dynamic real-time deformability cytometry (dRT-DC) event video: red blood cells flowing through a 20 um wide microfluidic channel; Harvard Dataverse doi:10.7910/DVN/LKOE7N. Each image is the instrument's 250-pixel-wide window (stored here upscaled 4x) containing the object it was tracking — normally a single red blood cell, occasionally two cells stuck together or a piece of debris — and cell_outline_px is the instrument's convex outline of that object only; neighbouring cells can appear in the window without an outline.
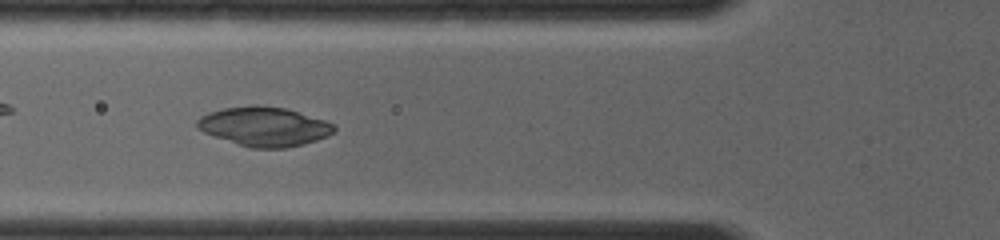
{"species": "common noctule bat (a hibernating species)", "species_latin": "Nyctalus noctula", "temperature_condition": "room temperature", "stored_images_in_passage": 36, "camera_frame_rate_fps": 4000, "um_per_image_px": 0.085, "animal": {"sex": "female", "body_mass_g": 19.0, "forearm_length_mm": 56.7}, "frame": {"image": 1, "passage_image": 20, "time_ms": 4.75, "image_size_px": [1000, 240], "cell_outline_px": [[336, 132], [328, 136], [304, 144], [288, 148], [252, 148], [236, 144], [212, 136], [196, 128], [196, 120], [200, 116], [208, 112], [224, 108], [252, 104], [260, 104], [284, 108], [324, 120], [336, 124]], "centroid_in_image_um": [22.44, 10.75], "position_along_channel_um": 103.4, "area_um2": 31.73}}
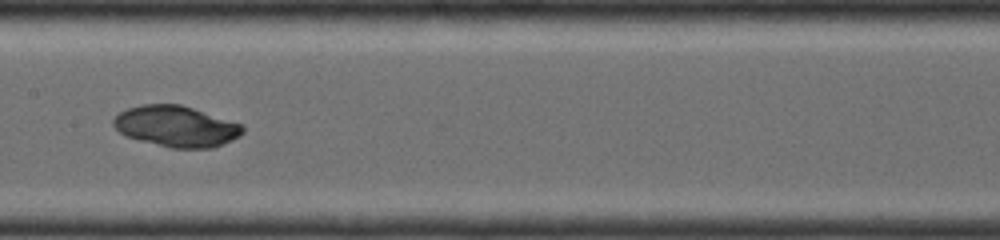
{"frame": {"image": 2, "passage_image": 27, "time_ms": 6.75, "image_size_px": [1000, 240], "cell_outline_px": [[244, 132], [240, 136], [232, 140], [212, 148], [172, 148], [124, 136], [112, 124], [112, 120], [120, 112], [128, 108], [140, 104], [180, 104], [240, 124], [244, 128]], "centroid_in_image_um": [14.95, 10.74], "position_along_channel_um": 192.5, "area_um2": 30.58}}
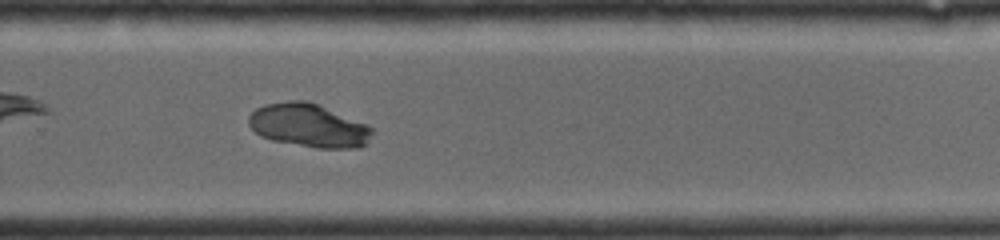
{"frame": {"image": 3, "passage_image": 36, "time_ms": 9.25, "image_size_px": [1000, 240], "cell_outline_px": [[372, 132], [368, 144], [360, 148], [316, 148], [272, 140], [260, 136], [248, 124], [248, 116], [256, 108], [264, 104], [292, 100], [304, 100], [316, 104], [364, 124], [372, 128]], "centroid_in_image_um": [26.2, 10.68], "position_along_channel_um": 303.6, "area_um2": 30.92}}